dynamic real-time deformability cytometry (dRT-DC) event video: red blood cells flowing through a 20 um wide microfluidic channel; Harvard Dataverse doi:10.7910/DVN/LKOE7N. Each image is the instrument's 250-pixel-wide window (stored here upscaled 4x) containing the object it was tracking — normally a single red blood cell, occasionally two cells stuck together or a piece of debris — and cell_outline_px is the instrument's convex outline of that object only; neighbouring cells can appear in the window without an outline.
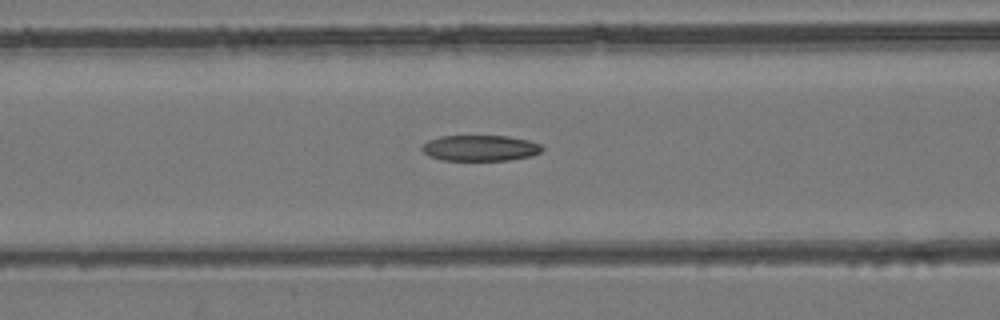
{"species": "common noctule bat (a hibernating species)", "species_latin": "Nyctalus noctula", "temperature_condition": "room temperature", "stored_images_in_passage": 47, "camera_frame_rate_fps": 3000, "um_per_image_px": 0.085, "animal": {"sex": "female", "body_mass_g": 24.6, "forearm_length_mm": 56.2}, "frame": {"image": 1, "passage_image": 20, "time_ms": 6.333, "image_size_px": [1000, 320], "cell_outline_px": [[544, 148], [540, 152], [532, 156], [508, 160], [440, 160], [428, 156], [420, 148], [428, 140], [440, 136], [508, 136], [528, 140], [540, 144]], "centroid_in_image_um": [40.8, 12.58], "position_along_channel_um": 125.8, "area_um2": 18.15}}
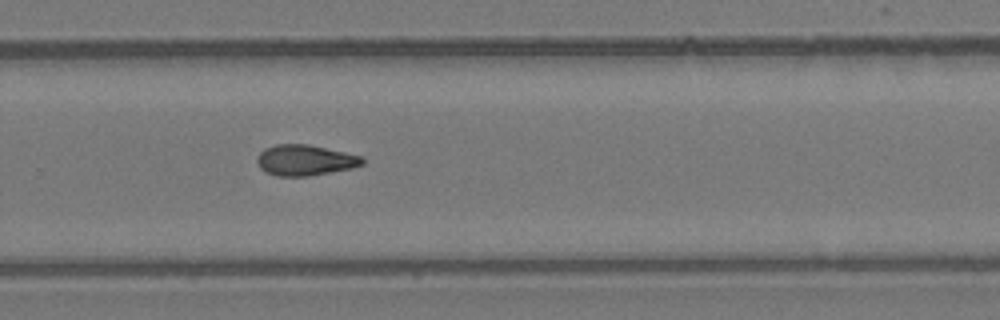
{"frame": {"image": 2, "passage_image": 32, "time_ms": 10.333, "image_size_px": [1000, 320], "cell_outline_px": [[364, 164], [352, 168], [308, 176], [276, 176], [264, 172], [260, 168], [256, 160], [256, 156], [264, 148], [276, 144], [308, 144], [344, 152], [360, 156], [364, 160]], "centroid_in_image_um": [25.88, 13.62], "position_along_channel_um": 303.9, "area_um2": 18.9}}
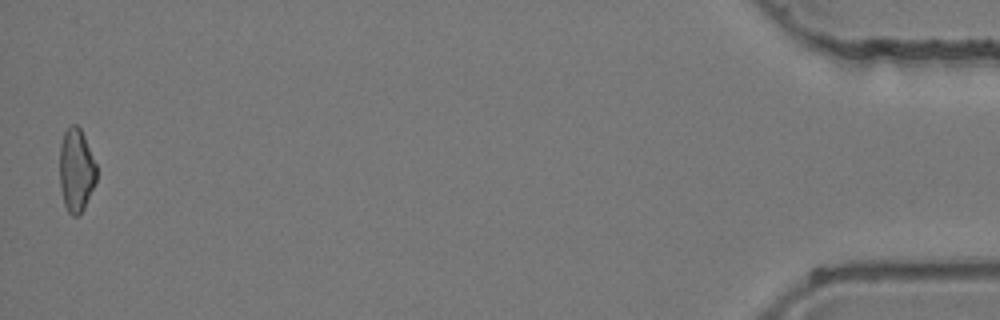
{"frame": {"image": 3, "passage_image": 47, "time_ms": 15.333, "image_size_px": [1000, 320], "cell_outline_px": [[96, 180], [84, 208], [76, 216], [72, 216], [68, 212], [64, 204], [60, 184], [60, 144], [64, 132], [72, 124], [76, 124], [80, 128], [84, 136], [96, 164]], "centroid_in_image_um": [6.47, 14.46], "position_along_channel_um": 428.7, "area_um2": 17.69}}